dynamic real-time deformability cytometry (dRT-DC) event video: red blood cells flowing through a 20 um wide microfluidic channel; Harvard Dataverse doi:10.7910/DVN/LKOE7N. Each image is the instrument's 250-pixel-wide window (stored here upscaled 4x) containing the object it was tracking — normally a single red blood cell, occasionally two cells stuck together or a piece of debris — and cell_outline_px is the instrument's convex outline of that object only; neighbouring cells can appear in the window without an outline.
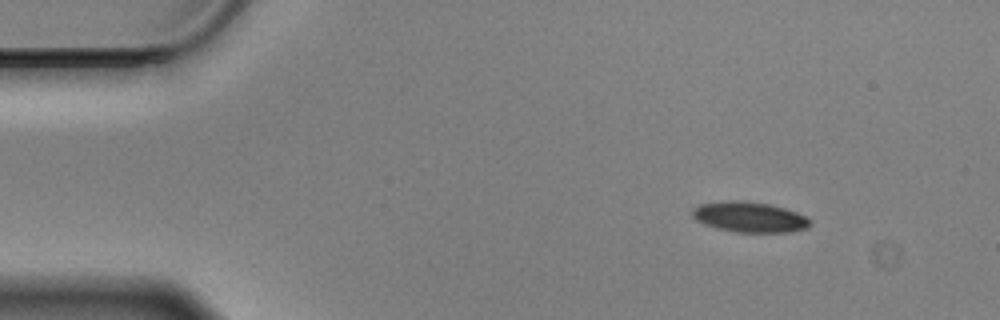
{"species": "Egyptian fruit bat (a non-hibernating species)", "species_latin": "Rousettus aegyptiacus", "temperature_condition": "cold", "stored_images_in_passage": 51, "camera_frame_rate_fps": 3000, "um_per_image_px": 0.085, "animal": {"sex": "male"}, "frame": {"image": 1, "passage_image": 1, "time_ms": 0.0, "image_size_px": [1000, 320], "cell_outline_px": [[812, 224], [808, 228], [792, 232], [736, 232], [716, 228], [704, 224], [696, 220], [692, 216], [692, 208], [700, 204], [728, 200], [744, 200], [768, 204], [784, 208], [796, 212], [812, 220]], "centroid_in_image_um": [63.71, 18.45], "position_along_channel_um": 21.3, "area_um2": 21.04}}
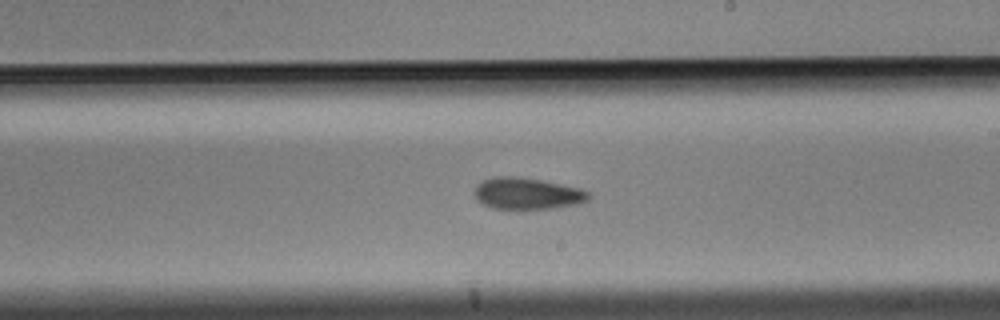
{"frame": {"image": 2, "passage_image": 27, "time_ms": 8.667, "image_size_px": [1000, 320], "cell_outline_px": [[592, 196], [588, 200], [576, 204], [552, 208], [492, 208], [476, 200], [472, 192], [476, 184], [484, 180], [496, 176], [516, 176], [540, 180], [580, 188], [588, 192]], "centroid_in_image_um": [44.77, 16.44], "position_along_channel_um": 244.2, "area_um2": 20.92}}
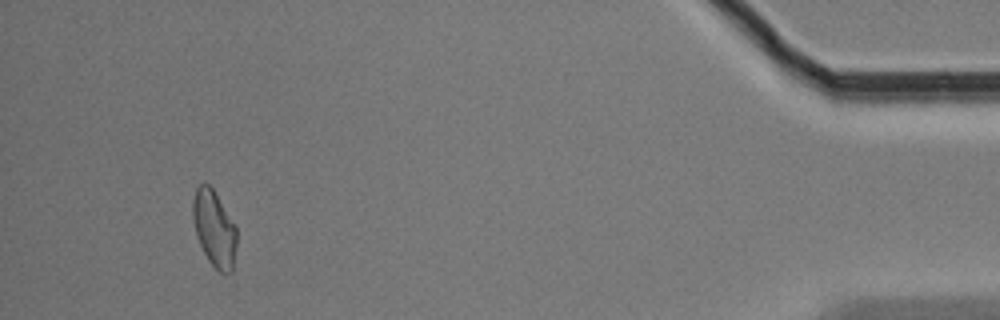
{"frame": {"image": 3, "passage_image": 48, "time_ms": 15.667, "image_size_px": [1000, 320], "cell_outline_px": [[236, 244], [232, 272], [220, 272], [208, 260], [196, 236], [192, 216], [192, 200], [196, 188], [204, 180], [212, 188], [236, 224]], "centroid_in_image_um": [18.2, 19.38], "position_along_channel_um": 417.0, "area_um2": 19.54}, "authors_computed_cell_mechanics": {"area_um2": 20.8658, "velocity_mm_per_s": 3.4658, "shape_relaxation_time_tau1_ms": null, "shape_relaxation_time_tau2_ms": 8.8883, "deformation_change_tau1": null, "deformation_change_tau2": 0.1669}}